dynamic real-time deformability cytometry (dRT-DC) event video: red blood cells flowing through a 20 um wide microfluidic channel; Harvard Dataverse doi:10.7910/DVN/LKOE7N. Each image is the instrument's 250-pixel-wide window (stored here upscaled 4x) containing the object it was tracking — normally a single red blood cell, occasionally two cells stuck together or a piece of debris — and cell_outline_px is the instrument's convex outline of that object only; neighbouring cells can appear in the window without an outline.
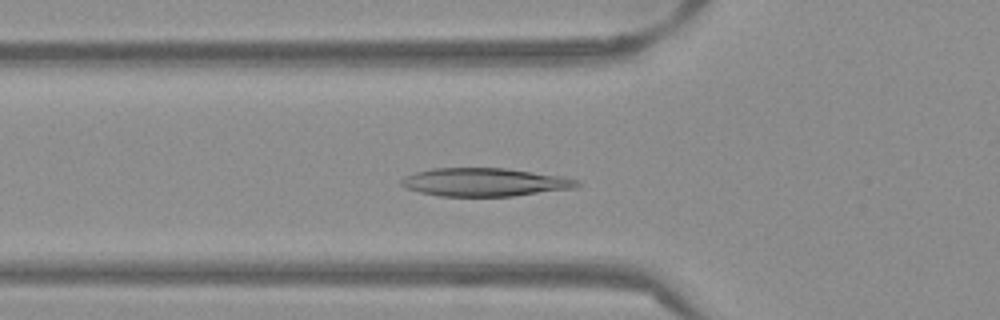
{"species": "Egyptian fruit bat (a non-hibernating species)", "species_latin": "Rousettus aegyptiacus", "temperature_condition": "warm", "stored_images_in_passage": 44, "camera_frame_rate_fps": 3000, "um_per_image_px": 0.085, "frame": {"image": 1, "passage_image": 10, "time_ms": 3.0, "image_size_px": [1000, 320], "cell_outline_px": [[580, 184], [576, 188], [512, 196], [440, 196], [420, 192], [408, 188], [400, 184], [400, 180], [404, 176], [416, 172], [432, 168], [504, 168], [564, 176], [580, 180]], "centroid_in_image_um": [41.23, 15.48], "position_along_channel_um": 84.6, "area_um2": 28.96}}
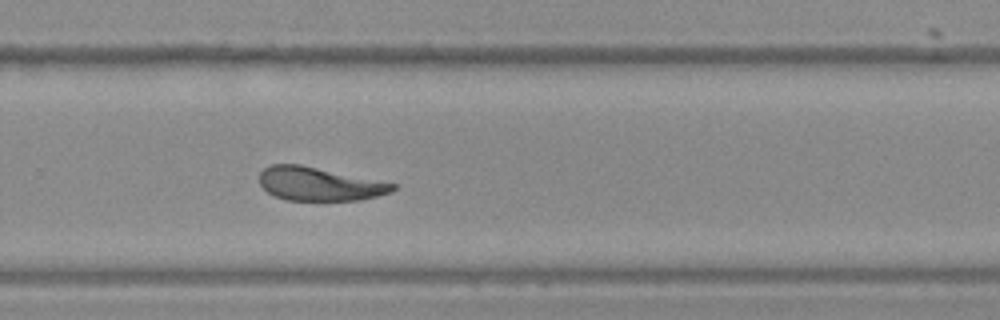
{"frame": {"image": 2, "passage_image": 27, "time_ms": 8.667, "image_size_px": [1000, 320], "cell_outline_px": [[396, 188], [392, 192], [360, 200], [288, 200], [276, 196], [268, 192], [260, 184], [260, 172], [264, 168], [272, 164], [300, 164], [396, 184]], "centroid_in_image_um": [27.13, 15.63], "position_along_channel_um": 302.7, "area_um2": 25.72}}
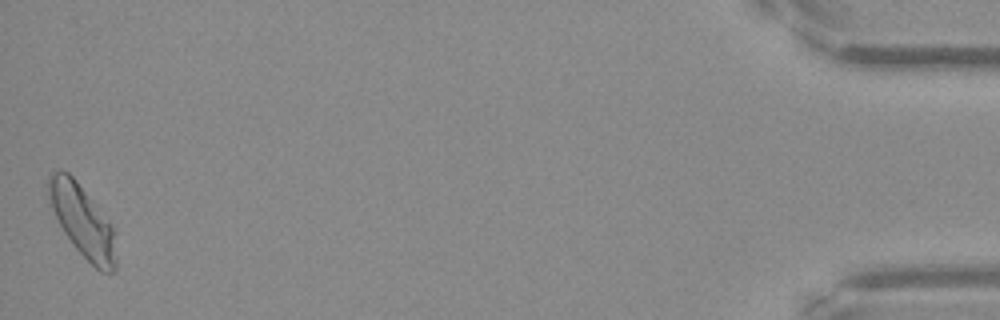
{"frame": {"image": 3, "passage_image": 44, "time_ms": 14.333, "image_size_px": [1000, 320], "cell_outline_px": [[116, 272], [100, 272], [72, 244], [64, 232], [48, 204], [48, 176], [52, 172], [68, 172], [76, 180], [112, 228], [116, 260]], "centroid_in_image_um": [6.96, 18.81], "position_along_channel_um": 428.2, "area_um2": 27.4}, "authors_computed_cell_mechanics": {"area_um2": 27.3394, "velocity_mm_per_s": 3.8365, "shape_relaxation_time_tau1_ms": 6.286, "shape_relaxation_time_tau2_ms": 5.4367, "deformation_change_tau1": 0.21, "deformation_change_tau2": 0.0963}}